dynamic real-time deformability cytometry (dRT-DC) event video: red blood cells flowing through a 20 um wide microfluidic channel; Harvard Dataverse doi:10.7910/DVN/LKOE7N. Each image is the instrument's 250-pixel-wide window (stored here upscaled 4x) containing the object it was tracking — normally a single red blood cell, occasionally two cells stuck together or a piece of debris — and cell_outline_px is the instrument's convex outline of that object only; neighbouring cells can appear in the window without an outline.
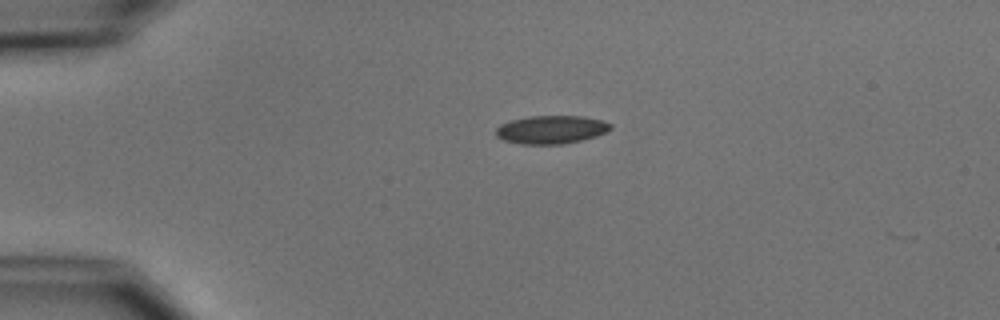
{"species": "common noctule bat (a hibernating species)", "species_latin": "Nyctalus noctula", "temperature_condition": "cold", "stored_images_in_passage": 2, "camera_frame_rate_fps": 3000, "um_per_image_px": 0.085, "animal": {"sex": "male", "body_mass_g": 15.6}, "frame": {"image": 1, "passage_image": 1, "time_ms": 0.0, "image_size_px": [1000, 320], "cell_outline_px": [[612, 128], [596, 136], [580, 140], [560, 144], [520, 144], [504, 140], [496, 136], [496, 128], [500, 124], [512, 120], [528, 116], [584, 116], [600, 120], [612, 124]], "centroid_in_image_um": [46.83, 11.01], "position_along_channel_um": 38.2, "area_um2": 18.73}}